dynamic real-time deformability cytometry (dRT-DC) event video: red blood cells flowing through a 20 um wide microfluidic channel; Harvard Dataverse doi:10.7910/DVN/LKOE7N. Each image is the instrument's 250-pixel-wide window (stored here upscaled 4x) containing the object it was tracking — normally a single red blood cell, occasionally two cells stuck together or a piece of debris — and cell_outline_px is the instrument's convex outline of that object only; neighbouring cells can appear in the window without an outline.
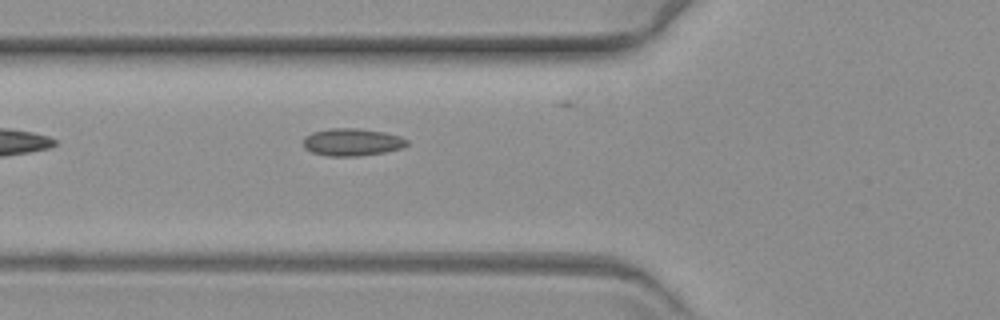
{"species": "common noctule bat (a hibernating species)", "species_latin": "Nyctalus noctula", "temperature_condition": "warm", "stored_images_in_passage": 29, "camera_frame_rate_fps": 3000, "um_per_image_px": 0.085, "animal": {"sex": "female", "body_mass_g": 19.3, "forearm_length_mm": 54.1}, "frame": {"image": 1, "passage_image": 3, "time_ms": 0.667, "image_size_px": [1000, 320], "cell_outline_px": [[408, 144], [400, 148], [384, 152], [356, 156], [328, 156], [312, 152], [304, 148], [304, 136], [312, 132], [328, 128], [356, 128], [384, 132], [400, 136], [408, 140]], "centroid_in_image_um": [29.9, 12.07], "position_along_channel_um": 95.9, "area_um2": 16.53}}
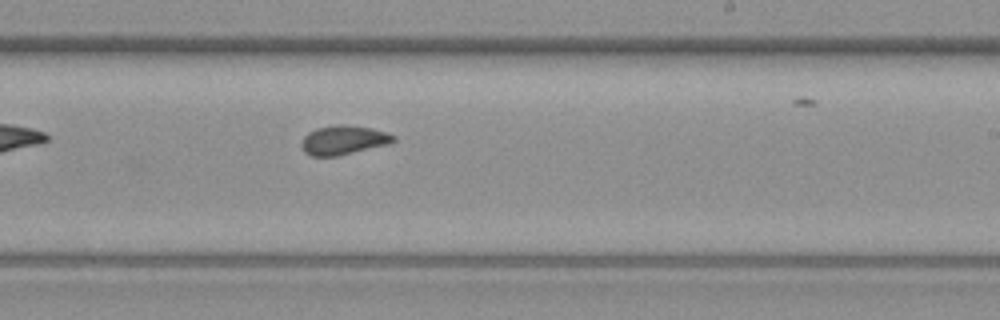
{"frame": {"image": 2, "passage_image": 17, "time_ms": 5.333, "image_size_px": [1000, 320], "cell_outline_px": [[396, 140], [388, 144], [336, 156], [312, 156], [304, 152], [300, 144], [304, 136], [308, 132], [316, 128], [340, 124], [344, 124], [372, 128], [388, 132], [396, 136]], "centroid_in_image_um": [29.19, 11.89], "position_along_channel_um": 259.8, "area_um2": 15.66}}
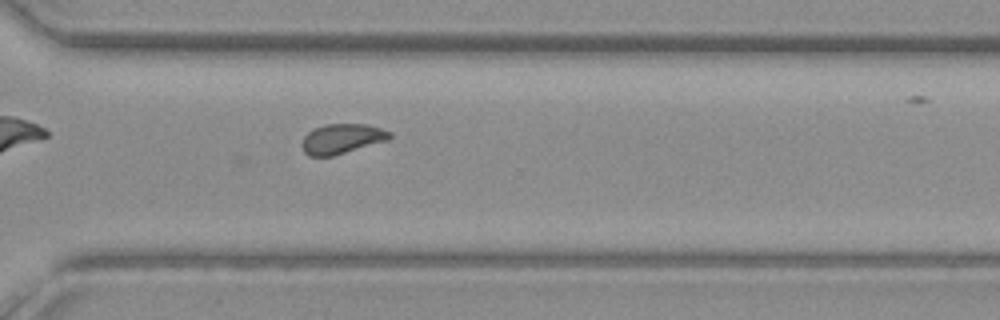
{"frame": {"image": 3, "passage_image": 24, "time_ms": 7.667, "image_size_px": [1000, 320], "cell_outline_px": [[392, 136], [388, 140], [332, 156], [308, 156], [304, 152], [300, 144], [304, 136], [312, 128], [324, 124], [364, 124], [380, 128], [392, 132]], "centroid_in_image_um": [29.02, 11.79], "position_along_channel_um": 341.6, "area_um2": 15.37}}